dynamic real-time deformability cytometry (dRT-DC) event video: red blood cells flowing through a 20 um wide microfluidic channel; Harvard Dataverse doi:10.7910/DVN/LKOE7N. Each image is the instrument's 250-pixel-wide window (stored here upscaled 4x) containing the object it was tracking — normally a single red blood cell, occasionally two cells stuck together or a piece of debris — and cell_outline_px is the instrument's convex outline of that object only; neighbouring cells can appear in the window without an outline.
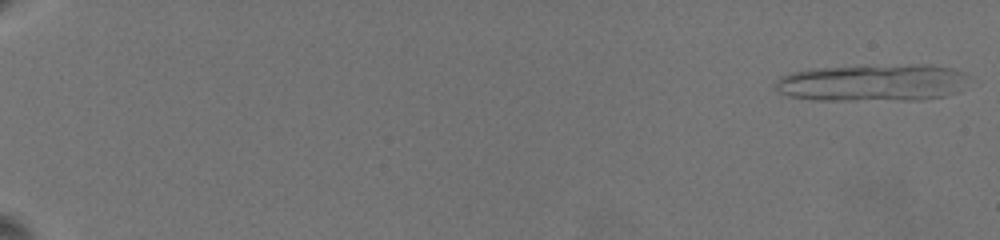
{"species": "common noctule bat (a hibernating species)", "species_latin": "Nyctalus noctula", "temperature_condition": "warm", "stored_images_in_passage": 20, "segment_of_instrument_passage": [1, 2], "camera_frame_rate_fps": 3000, "um_per_image_px": 0.085, "animal": {"sex": "female", "body_mass_g": 19.5, "forearm_length_mm": 54.1}, "frame": {"image": 1, "passage_image": 1, "time_ms": 0.0, "image_size_px": [1000, 240], "cell_outline_px": [[964, 72], [956, 92], [944, 96], [920, 100], [820, 100], [792, 96], [780, 92], [776, 88], [776, 80], [780, 76], [792, 72], [816, 68], [920, 64], [928, 64], [952, 68]], "centroid_in_image_um": [74.11, 7.03], "position_along_channel_um": 10.9, "area_um2": 41.1}}